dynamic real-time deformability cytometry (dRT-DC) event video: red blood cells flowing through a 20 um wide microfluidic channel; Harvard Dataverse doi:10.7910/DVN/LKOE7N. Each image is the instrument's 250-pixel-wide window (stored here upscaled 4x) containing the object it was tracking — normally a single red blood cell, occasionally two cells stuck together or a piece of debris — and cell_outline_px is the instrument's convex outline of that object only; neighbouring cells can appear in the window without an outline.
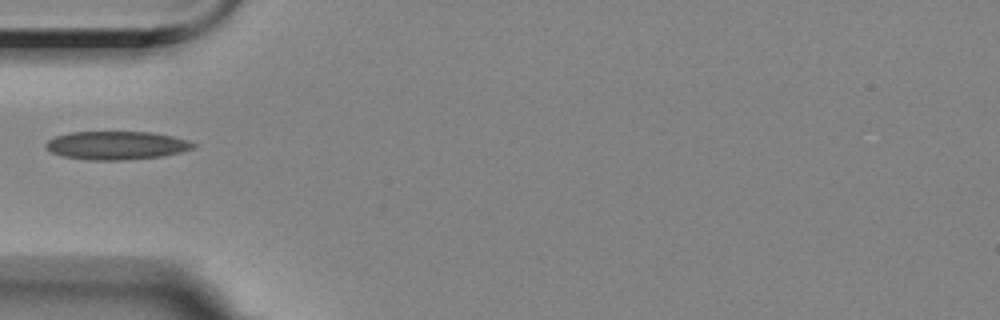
{"species": "Egyptian fruit bat (a non-hibernating species)", "species_latin": "Rousettus aegyptiacus", "temperature_condition": "room temperature", "stored_images_in_passage": 1, "camera_frame_rate_fps": 3000, "um_per_image_px": 0.085, "animal": {"sex": "female"}, "frame": {"image": 1, "passage_image": 1, "time_ms": 0.0, "image_size_px": [1000, 320], "cell_outline_px": [[196, 144], [192, 148], [180, 152], [160, 156], [120, 160], [88, 160], [60, 156], [44, 148], [44, 144], [48, 140], [56, 136], [68, 132], [152, 132], [172, 136], [188, 140]], "centroid_in_image_um": [9.84, 12.35], "position_along_channel_um": 75.2, "area_um2": 24.33}}